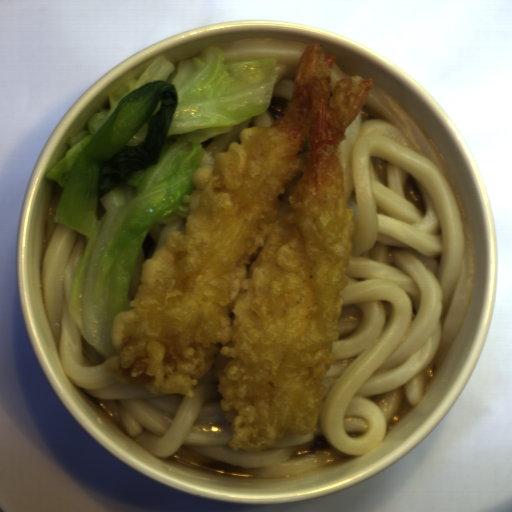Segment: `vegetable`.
I'll return each mask as SVG.
<instances>
[{
    "label": "vegetable",
    "mask_w": 512,
    "mask_h": 512,
    "mask_svg": "<svg viewBox=\"0 0 512 512\" xmlns=\"http://www.w3.org/2000/svg\"><path fill=\"white\" fill-rule=\"evenodd\" d=\"M279 63L226 62L211 46L178 63L162 56L112 91L110 109L73 134L45 174L62 191L51 222L87 239L70 315L107 360L150 227L187 220L193 174L215 160L201 143L270 108Z\"/></svg>",
    "instance_id": "obj_1"
}]
</instances>
